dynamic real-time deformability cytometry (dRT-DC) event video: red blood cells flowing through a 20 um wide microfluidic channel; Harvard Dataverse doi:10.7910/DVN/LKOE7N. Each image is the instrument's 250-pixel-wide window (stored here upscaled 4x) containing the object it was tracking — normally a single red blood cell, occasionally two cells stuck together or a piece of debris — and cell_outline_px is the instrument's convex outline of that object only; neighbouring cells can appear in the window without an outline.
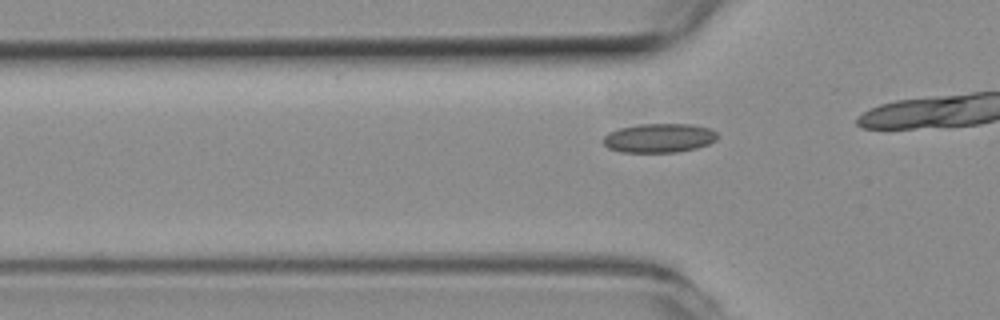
{"species": "common noctule bat (a hibernating species)", "species_latin": "Nyctalus noctula", "temperature_condition": "room temperature", "stored_images_in_passage": 9, "camera_frame_rate_fps": 3000, "um_per_image_px": 0.085, "animal": {"sex": "female", "body_mass_g": 19.3, "forearm_length_mm": 54.1}, "frame": {"image": 1, "passage_image": 4, "time_ms": 1.0, "image_size_px": [1000, 320], "cell_outline_px": [[716, 140], [708, 144], [696, 148], [676, 152], [620, 152], [608, 148], [604, 144], [604, 136], [608, 132], [620, 128], [640, 124], [692, 124], [708, 128], [716, 132]], "centroid_in_image_um": [56.0, 11.73], "position_along_channel_um": 69.8, "area_um2": 19.25}}
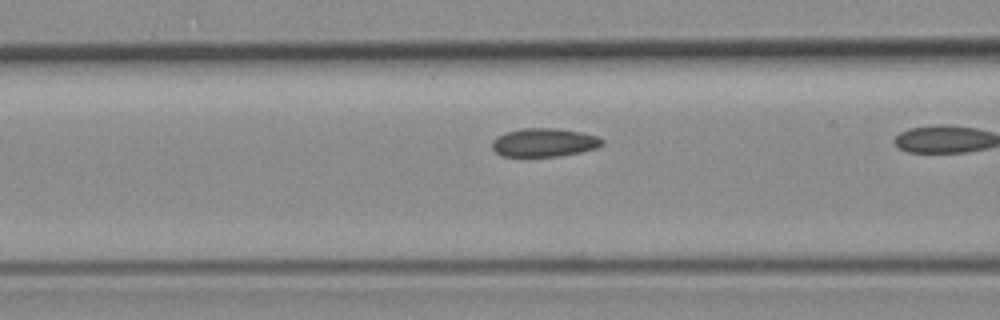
{"frame": {"image": 2, "passage_image": 8, "time_ms": 2.333, "image_size_px": [1000, 320], "cell_outline_px": [[604, 144], [596, 148], [580, 152], [556, 156], [500, 156], [492, 148], [492, 140], [508, 132], [520, 128], [556, 128], [584, 132], [596, 136], [604, 140]], "centroid_in_image_um": [46.27, 12.1], "position_along_channel_um": 120.3, "area_um2": 18.21}}